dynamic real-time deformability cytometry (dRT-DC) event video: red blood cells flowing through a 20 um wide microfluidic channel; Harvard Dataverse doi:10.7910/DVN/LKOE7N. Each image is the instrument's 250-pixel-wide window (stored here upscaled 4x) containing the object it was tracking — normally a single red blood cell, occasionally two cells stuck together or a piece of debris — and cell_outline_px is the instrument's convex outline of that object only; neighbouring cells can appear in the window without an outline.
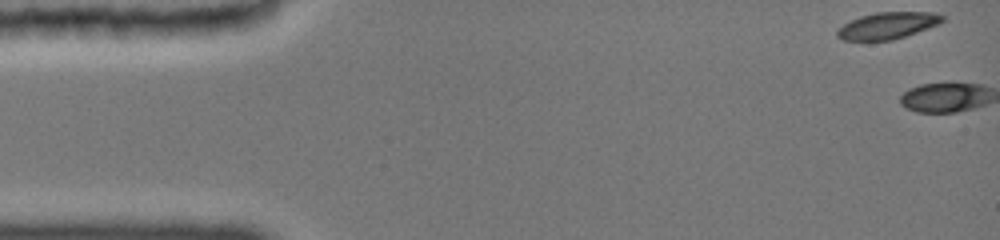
{"species": "common noctule bat (a hibernating species)", "species_latin": "Nyctalus noctula", "temperature_condition": "cold", "stored_images_in_passage": 3, "camera_frame_rate_fps": 3000, "um_per_image_px": 0.085, "animal": {"sex": "female", "body_mass_g": 19.0, "forearm_length_mm": 51.5}, "frame": {"image": 1, "passage_image": 1, "time_ms": 0.0, "image_size_px": [1000, 240], "cell_outline_px": [[944, 20], [940, 24], [892, 40], [844, 40], [836, 36], [836, 32], [844, 24], [860, 16], [876, 12], [932, 12], [944, 16]], "centroid_in_image_um": [75.46, 2.16], "position_along_channel_um": 9.5, "area_um2": 16.18}}